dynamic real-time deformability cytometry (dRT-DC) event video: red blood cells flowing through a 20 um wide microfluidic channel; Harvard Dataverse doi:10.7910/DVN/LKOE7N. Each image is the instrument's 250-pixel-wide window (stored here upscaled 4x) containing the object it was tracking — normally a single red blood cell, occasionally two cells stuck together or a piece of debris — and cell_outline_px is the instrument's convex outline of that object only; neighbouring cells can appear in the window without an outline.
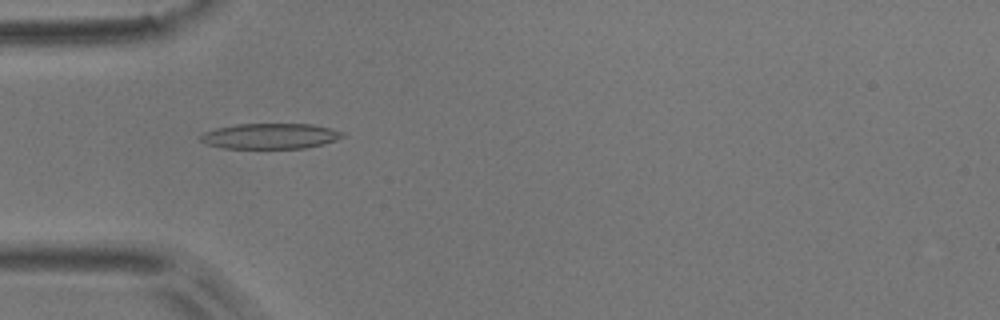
{"species": "common noctule bat (a hibernating species)", "species_latin": "Nyctalus noctula", "temperature_condition": "room temperature", "stored_images_in_passage": 6, "camera_frame_rate_fps": 3000, "um_per_image_px": 0.085, "animal": {"sex": "male", "body_mass_g": 17.9}, "frame": {"image": 1, "passage_image": 5, "time_ms": 1.333, "image_size_px": [1000, 320], "cell_outline_px": [[344, 136], [336, 140], [324, 144], [304, 148], [224, 148], [208, 144], [200, 140], [200, 136], [204, 132], [216, 128], [236, 124], [312, 124], [344, 132]], "centroid_in_image_um": [22.98, 11.56], "position_along_channel_um": 62.0, "area_um2": 20.98}}
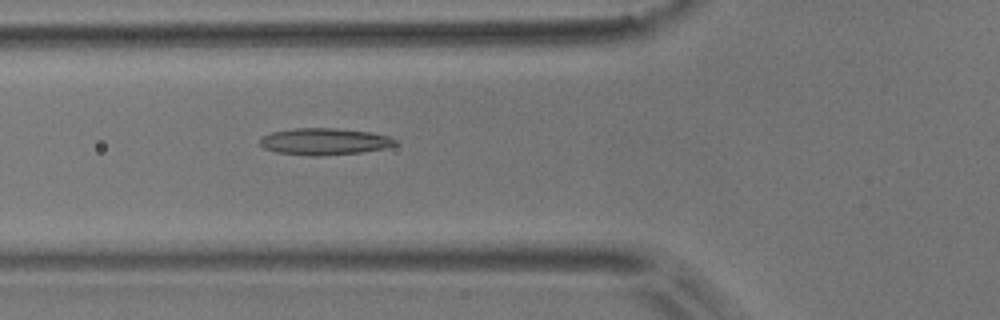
{"frame": {"image": 2, "passage_image": 6, "time_ms": 1.667, "image_size_px": [1000, 320], "cell_outline_px": [[400, 144], [384, 148], [360, 152], [320, 156], [308, 156], [276, 152], [264, 148], [260, 144], [260, 140], [264, 136], [272, 132], [292, 128], [336, 128], [372, 132], [388, 136], [400, 140]], "centroid_in_image_um": [27.63, 12.03], "position_along_channel_um": 98.2, "area_um2": 21.27}}